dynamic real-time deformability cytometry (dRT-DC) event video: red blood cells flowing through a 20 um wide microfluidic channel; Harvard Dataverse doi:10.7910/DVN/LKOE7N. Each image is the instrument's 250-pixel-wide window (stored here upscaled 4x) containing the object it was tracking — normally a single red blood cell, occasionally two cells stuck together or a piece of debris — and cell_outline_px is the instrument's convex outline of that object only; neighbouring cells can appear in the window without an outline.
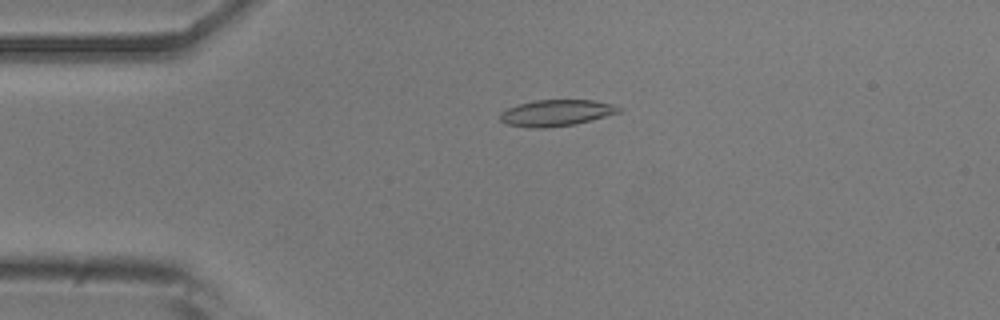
{"species": "common noctule bat (a hibernating species)", "species_latin": "Nyctalus noctula", "temperature_condition": "room temperature", "stored_images_in_passage": 48, "camera_frame_rate_fps": 3000, "um_per_image_px": 0.085, "animal": {"sex": "male", "body_mass_g": 20.5, "forearm_length_mm": 52.5}, "frame": {"image": 1, "passage_image": 5, "time_ms": 1.333, "image_size_px": [1000, 320], "cell_outline_px": [[624, 108], [620, 112], [576, 124], [544, 128], [532, 128], [508, 124], [500, 120], [500, 112], [516, 104], [536, 100], [596, 100], [612, 104]], "centroid_in_image_um": [47.29, 9.59], "position_along_channel_um": 37.7, "area_um2": 18.26}}
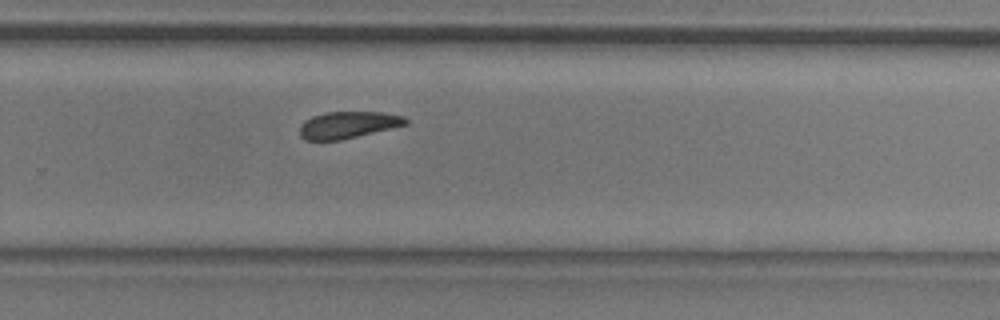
{"frame": {"image": 2, "passage_image": 29, "time_ms": 9.333, "image_size_px": [1000, 320], "cell_outline_px": [[408, 124], [340, 140], [304, 140], [300, 136], [300, 124], [304, 120], [312, 116], [324, 112], [384, 112], [404, 116], [408, 120]], "centroid_in_image_um": [29.56, 10.6], "position_along_channel_um": 300.2, "area_um2": 16.59}}
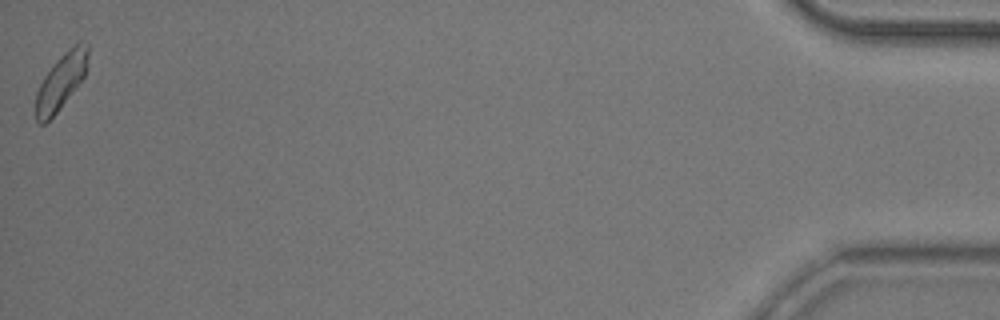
{"frame": {"image": 3, "passage_image": 48, "time_ms": 15.667, "image_size_px": [1000, 320], "cell_outline_px": [[88, 68], [84, 76], [56, 112], [44, 124], [40, 124], [36, 120], [36, 92], [44, 76], [56, 60], [64, 52], [80, 40], [88, 44]], "centroid_in_image_um": [5.2, 6.87], "position_along_channel_um": 430.0, "area_um2": 16.7}, "authors_computed_cell_mechanics": {"area_um2": 17.629, "velocity_mm_per_s": 3.653, "shape_relaxation_time_tau1_ms": 8.6387, "shape_relaxation_time_tau2_ms": 8.2495, "deformation_change_tau1": 0.1431, "deformation_change_tau2": 0.1539}}